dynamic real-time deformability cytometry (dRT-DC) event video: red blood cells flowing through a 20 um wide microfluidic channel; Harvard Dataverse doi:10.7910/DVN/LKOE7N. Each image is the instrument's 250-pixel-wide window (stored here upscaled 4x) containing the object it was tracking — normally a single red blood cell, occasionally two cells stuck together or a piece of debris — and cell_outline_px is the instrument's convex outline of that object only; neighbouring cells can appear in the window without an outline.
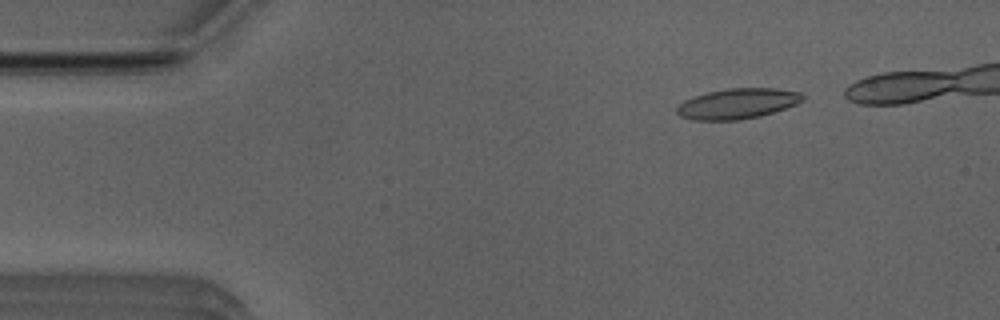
{"species": "Egyptian fruit bat (a non-hibernating species)", "species_latin": "Rousettus aegyptiacus", "temperature_condition": "room temperature", "stored_images_in_passage": 39, "camera_frame_rate_fps": 3000, "um_per_image_px": 0.085, "animal": {"sex": "male"}, "frame": {"image": 1, "passage_image": 4, "time_ms": 1.0, "image_size_px": [1000, 320], "cell_outline_px": [[804, 100], [796, 104], [760, 116], [736, 120], [692, 120], [680, 116], [676, 112], [676, 108], [684, 100], [708, 92], [728, 88], [776, 88], [800, 92], [804, 96]], "centroid_in_image_um": [62.68, 8.8], "position_along_channel_um": 22.3, "area_um2": 22.14}}
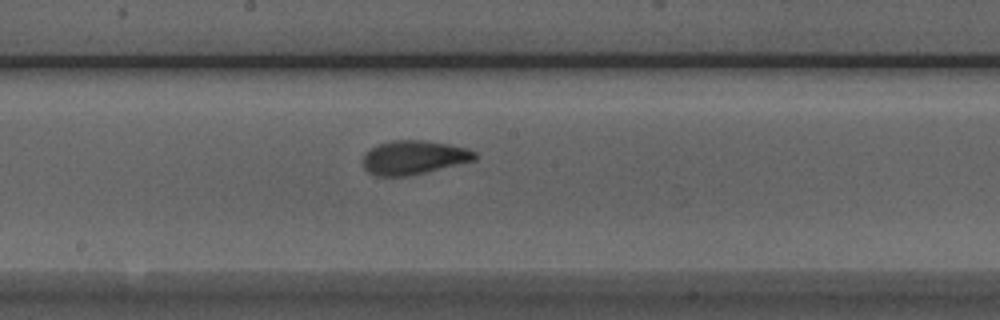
{"frame": {"image": 2, "passage_image": 24, "time_ms": 7.667, "image_size_px": [1000, 320], "cell_outline_px": [[476, 160], [408, 176], [376, 176], [368, 172], [364, 168], [364, 152], [380, 144], [392, 140], [420, 140], [448, 144], [468, 148], [476, 152]], "centroid_in_image_um": [35.17, 13.38], "position_along_channel_um": 213.0, "area_um2": 21.96}}
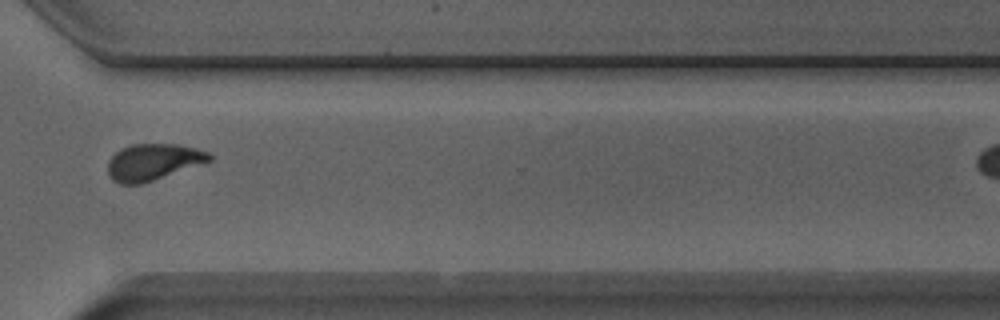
{"frame": {"image": 3, "passage_image": 35, "time_ms": 11.333, "image_size_px": [1000, 320], "cell_outline_px": [[212, 160], [140, 184], [120, 184], [112, 180], [108, 176], [108, 160], [120, 148], [132, 144], [176, 144], [196, 148], [208, 152], [212, 156]], "centroid_in_image_um": [12.97, 13.76], "position_along_channel_um": 357.6, "area_um2": 21.39}}